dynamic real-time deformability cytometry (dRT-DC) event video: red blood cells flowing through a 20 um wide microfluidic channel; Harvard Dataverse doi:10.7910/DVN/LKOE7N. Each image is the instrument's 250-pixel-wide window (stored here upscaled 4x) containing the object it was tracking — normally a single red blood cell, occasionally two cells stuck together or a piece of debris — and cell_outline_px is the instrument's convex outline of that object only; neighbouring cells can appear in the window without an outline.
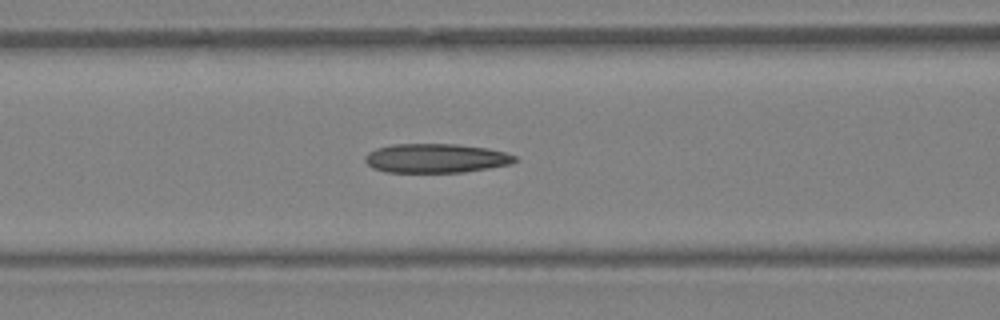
{"species": "Egyptian fruit bat (a non-hibernating species)", "species_latin": "Rousettus aegyptiacus", "temperature_condition": "warm", "stored_images_in_passage": 8, "camera_frame_rate_fps": 3000, "um_per_image_px": 0.085, "animal": {"sex": "female"}, "frame": {"image": 1, "passage_image": 5, "time_ms": 1.333, "image_size_px": [1000, 320], "cell_outline_px": [[516, 160], [512, 164], [464, 172], [384, 172], [372, 168], [364, 160], [364, 156], [368, 152], [376, 148], [392, 144], [456, 144], [488, 148], [504, 152], [516, 156]], "centroid_in_image_um": [37.02, 13.45], "position_along_channel_um": 129.6, "area_um2": 25.55}}
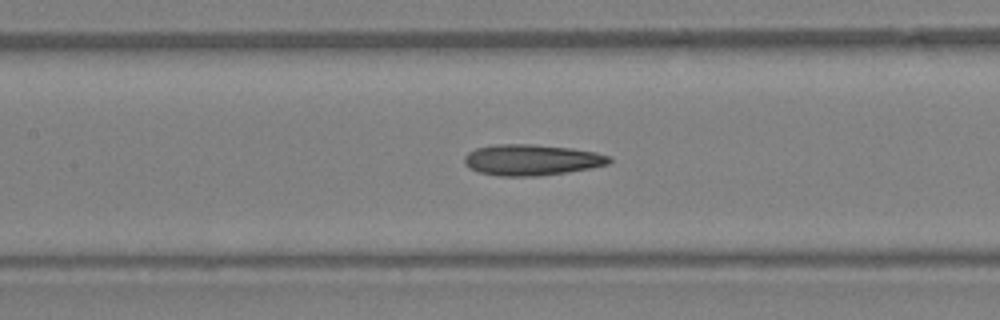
{"frame": {"image": 2, "passage_image": 7, "time_ms": 2.0, "image_size_px": [1000, 320], "cell_outline_px": [[612, 160], [608, 164], [592, 168], [568, 172], [536, 176], [500, 176], [480, 172], [468, 168], [464, 164], [464, 156], [468, 152], [476, 148], [496, 144], [536, 144], [572, 148], [596, 152], [612, 156]], "centroid_in_image_um": [45.2, 13.58], "position_along_channel_um": 162.2, "area_um2": 26.41}}